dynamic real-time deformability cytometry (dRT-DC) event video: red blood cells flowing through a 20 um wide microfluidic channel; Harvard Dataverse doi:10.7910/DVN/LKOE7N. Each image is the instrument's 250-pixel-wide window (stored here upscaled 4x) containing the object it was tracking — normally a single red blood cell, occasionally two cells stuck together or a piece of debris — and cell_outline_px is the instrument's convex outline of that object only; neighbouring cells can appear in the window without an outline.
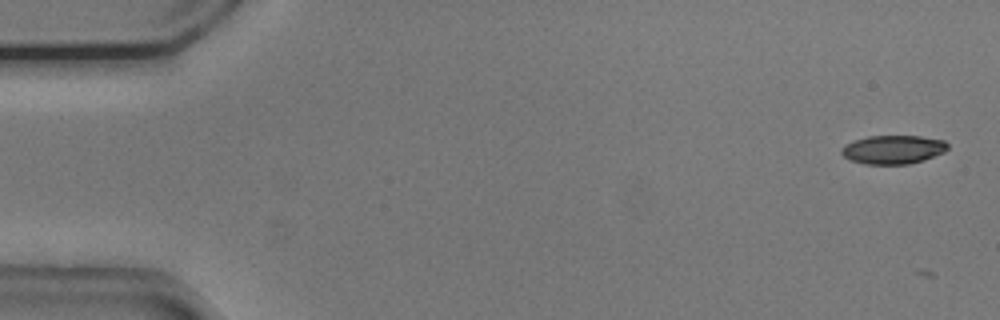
{"species": "common noctule bat (a hibernating species)", "species_latin": "Nyctalus noctula", "temperature_condition": "cold", "stored_images_in_passage": 12, "camera_frame_rate_fps": 3000, "um_per_image_px": 0.085, "animal": {"sex": "male", "body_mass_g": 20.5, "forearm_length_mm": 52.5}, "frame": {"image": 1, "passage_image": 3, "time_ms": 0.667, "image_size_px": [1000, 320], "cell_outline_px": [[948, 148], [944, 152], [924, 160], [908, 164], [864, 164], [852, 160], [844, 156], [840, 152], [840, 148], [844, 144], [852, 140], [868, 136], [920, 136], [944, 140], [948, 144]], "centroid_in_image_um": [75.89, 12.7], "position_along_channel_um": 9.1, "area_um2": 17.86}}